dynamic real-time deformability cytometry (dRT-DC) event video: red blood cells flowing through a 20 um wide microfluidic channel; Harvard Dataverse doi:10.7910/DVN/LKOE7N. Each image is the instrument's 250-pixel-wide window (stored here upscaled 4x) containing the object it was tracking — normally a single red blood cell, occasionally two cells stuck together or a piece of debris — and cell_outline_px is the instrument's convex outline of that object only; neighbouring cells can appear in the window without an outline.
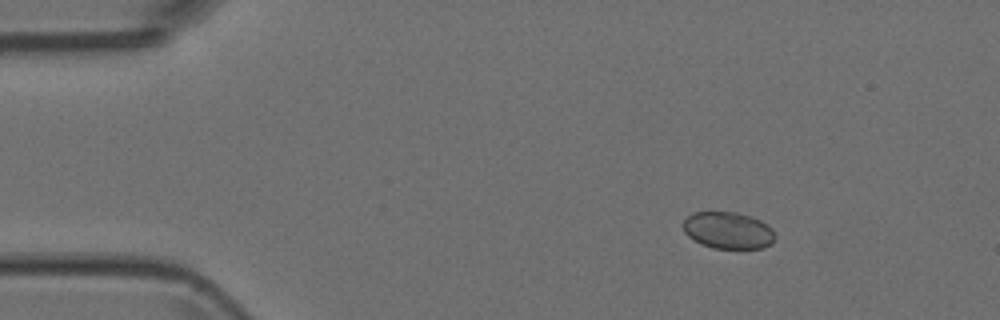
{"species": "Egyptian fruit bat (a non-hibernating species)", "species_latin": "Rousettus aegyptiacus", "temperature_condition": "room temperature", "stored_images_in_passage": 4, "camera_frame_rate_fps": 3000, "um_per_image_px": 0.085, "animal": {"sex": "female"}, "frame": {"image": 1, "passage_image": 2, "time_ms": 0.333, "image_size_px": [1000, 320], "cell_outline_px": [[776, 236], [772, 244], [764, 248], [712, 248], [700, 244], [688, 236], [684, 232], [684, 220], [692, 212], [740, 212], [752, 216], [768, 224], [772, 228]], "centroid_in_image_um": [61.92, 19.58], "position_along_channel_um": 23.1, "area_um2": 20.0}}